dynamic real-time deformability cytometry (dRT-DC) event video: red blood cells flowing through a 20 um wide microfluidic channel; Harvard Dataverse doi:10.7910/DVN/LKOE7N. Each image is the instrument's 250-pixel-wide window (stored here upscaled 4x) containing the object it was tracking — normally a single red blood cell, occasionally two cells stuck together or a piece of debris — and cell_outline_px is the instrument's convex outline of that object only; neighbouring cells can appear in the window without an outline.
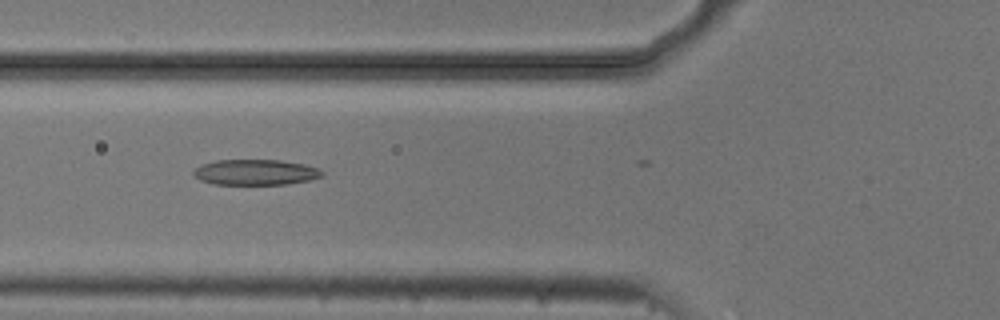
{"species": "common noctule bat (a hibernating species)", "species_latin": "Nyctalus noctula", "temperature_condition": "cold", "stored_images_in_passage": 28, "camera_frame_rate_fps": 3000, "um_per_image_px": 0.085, "animal": {"sex": "male", "body_mass_g": 20.5, "forearm_length_mm": 52.5}, "frame": {"image": 1, "passage_image": 20, "time_ms": 6.333, "image_size_px": [1000, 320], "cell_outline_px": [[324, 172], [320, 176], [308, 180], [284, 184], [212, 184], [200, 180], [192, 172], [200, 164], [216, 160], [280, 160], [304, 164], [316, 168]], "centroid_in_image_um": [21.66, 14.63], "position_along_channel_um": 104.1, "area_um2": 18.96}}
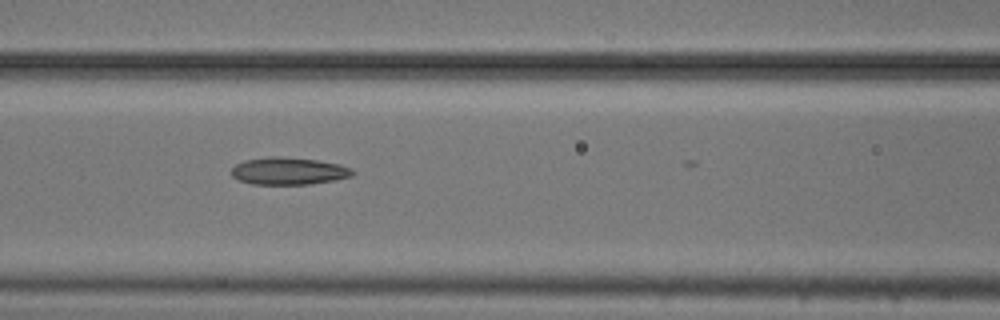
{"frame": {"image": 2, "passage_image": 23, "time_ms": 7.333, "image_size_px": [1000, 320], "cell_outline_px": [[356, 172], [352, 176], [336, 180], [308, 184], [252, 184], [240, 180], [232, 176], [232, 168], [236, 164], [244, 160], [268, 156], [276, 156], [316, 160], [340, 164], [352, 168]], "centroid_in_image_um": [24.56, 14.53], "position_along_channel_um": 142.0, "area_um2": 19.31}}
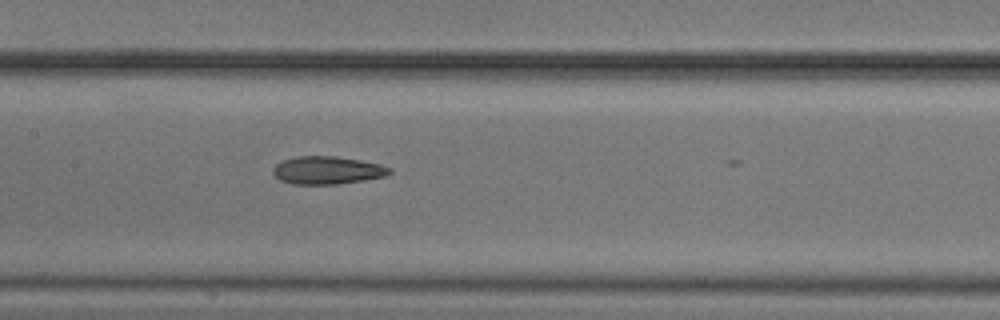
{"frame": {"image": 3, "passage_image": 26, "time_ms": 8.333, "image_size_px": [1000, 320], "cell_outline_px": [[392, 172], [388, 176], [364, 180], [336, 184], [292, 184], [280, 180], [272, 172], [272, 168], [276, 164], [284, 160], [296, 156], [336, 156], [360, 160], [380, 164], [392, 168]], "centroid_in_image_um": [27.84, 14.47], "position_along_channel_um": 179.6, "area_um2": 19.02}}